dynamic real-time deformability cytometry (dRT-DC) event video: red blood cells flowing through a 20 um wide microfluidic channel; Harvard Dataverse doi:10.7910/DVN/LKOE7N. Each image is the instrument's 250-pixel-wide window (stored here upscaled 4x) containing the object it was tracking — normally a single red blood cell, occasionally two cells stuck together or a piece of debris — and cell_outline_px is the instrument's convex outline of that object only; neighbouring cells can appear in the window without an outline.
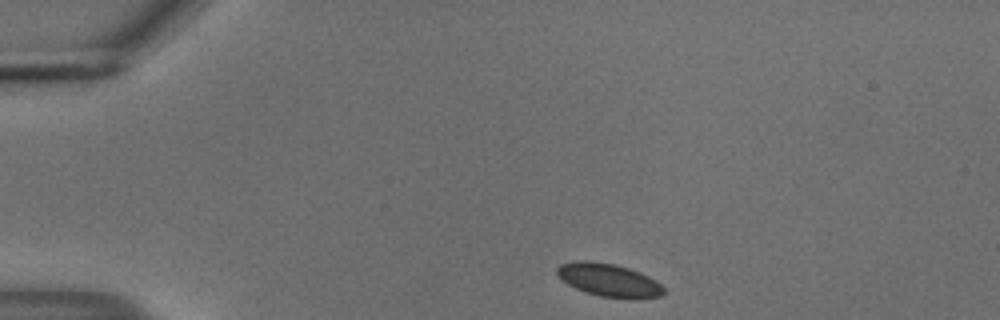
{"species": "common noctule bat (a hibernating species)", "species_latin": "Nyctalus noctula", "temperature_condition": "cold", "stored_images_in_passage": 41, "camera_frame_rate_fps": 3000, "um_per_image_px": 0.085, "animal": {"sex": "male", "body_mass_g": 18.8}, "frame": {"image": 1, "passage_image": 1, "time_ms": 0.0, "image_size_px": [1000, 320], "cell_outline_px": [[664, 292], [660, 296], [600, 296], [576, 288], [560, 280], [556, 272], [556, 268], [560, 264], [576, 260], [588, 260], [616, 264], [640, 272], [656, 280], [664, 288]], "centroid_in_image_um": [51.66, 23.74], "position_along_channel_um": 33.3, "area_um2": 19.94}}
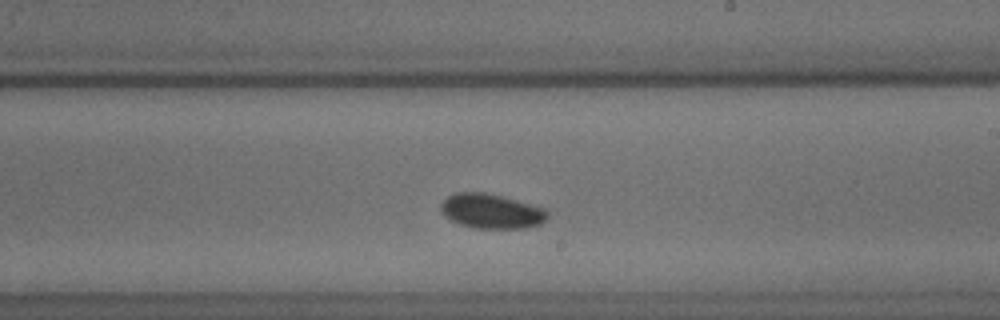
{"frame": {"image": 2, "passage_image": 23, "time_ms": 7.333, "image_size_px": [1000, 320], "cell_outline_px": [[548, 216], [540, 224], [524, 228], [476, 228], [460, 224], [444, 216], [440, 212], [440, 204], [448, 196], [456, 192], [484, 192], [504, 196], [544, 208], [548, 212]], "centroid_in_image_um": [41.74, 17.94], "position_along_channel_um": 247.3, "area_um2": 21.56}}
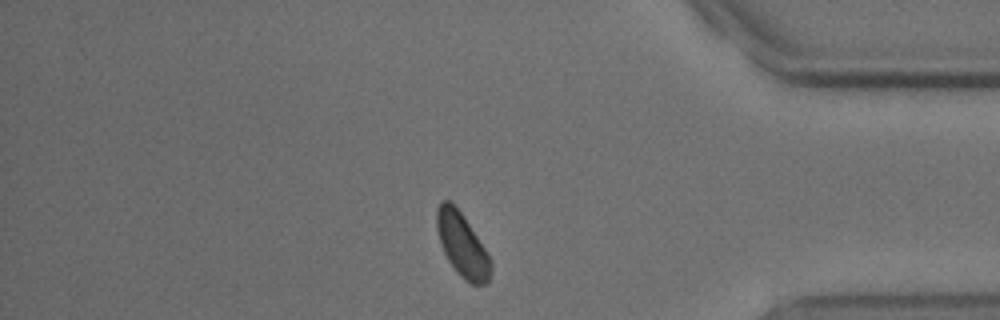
{"frame": {"image": 3, "passage_image": 37, "time_ms": 12.0, "image_size_px": [1000, 320], "cell_outline_px": [[492, 268], [488, 284], [472, 284], [464, 280], [456, 272], [448, 260], [440, 244], [436, 228], [436, 208], [440, 200], [448, 200], [464, 216], [492, 260]], "centroid_in_image_um": [39.28, 20.83], "position_along_channel_um": 395.9, "area_um2": 20.17}}